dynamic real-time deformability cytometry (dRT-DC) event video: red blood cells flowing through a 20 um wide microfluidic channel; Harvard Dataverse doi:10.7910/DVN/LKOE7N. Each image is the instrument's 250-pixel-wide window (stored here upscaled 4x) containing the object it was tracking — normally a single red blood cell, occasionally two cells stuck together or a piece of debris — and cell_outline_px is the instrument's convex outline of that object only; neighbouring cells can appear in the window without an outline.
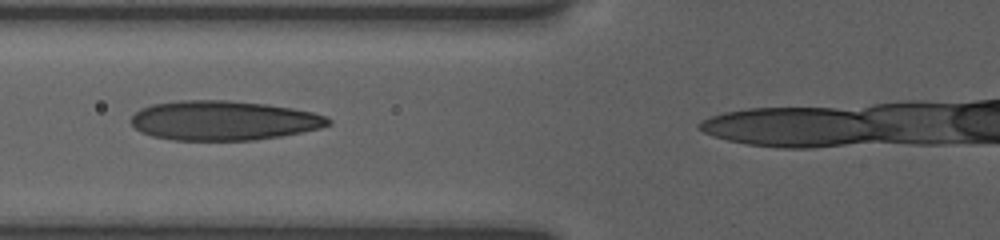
{"species": "human", "species_latin": "Homo sapiens", "temperature_condition": "room temperature", "stored_images_in_passage": 38, "camera_frame_rate_fps": 3000, "um_per_image_px": 0.085, "donor": {"sex": "female"}, "frame": {"image": 1, "passage_image": 13, "time_ms": 4.0, "image_size_px": [1000, 240], "cell_outline_px": [[332, 124], [320, 128], [280, 136], [256, 140], [172, 140], [152, 136], [140, 132], [128, 120], [140, 108], [152, 104], [176, 100], [228, 100], [268, 104], [292, 108], [312, 112], [324, 116], [332, 120]], "centroid_in_image_um": [18.96, 10.24], "position_along_channel_um": 106.8, "area_um2": 45.66}}
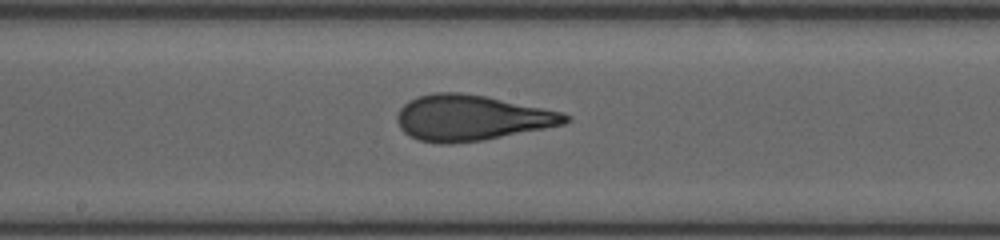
{"frame": {"image": 2, "passage_image": 21, "time_ms": 6.667, "image_size_px": [1000, 240], "cell_outline_px": [[572, 120], [564, 124], [484, 140], [452, 144], [440, 144], [420, 140], [408, 136], [400, 128], [396, 120], [396, 116], [400, 108], [408, 100], [416, 96], [432, 92], [460, 92], [484, 96], [564, 112], [572, 116]], "centroid_in_image_um": [40.04, 10.01], "position_along_channel_um": 208.2, "area_um2": 44.97}}
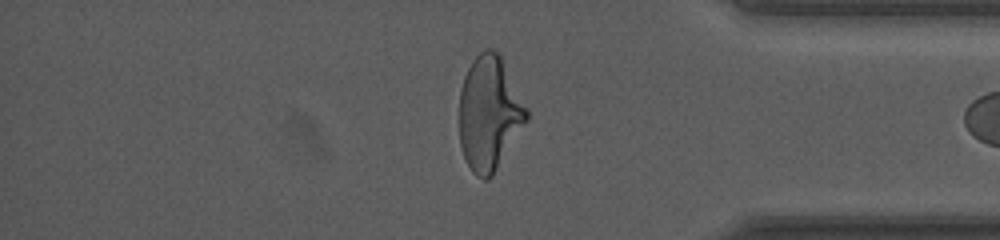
{"frame": {"image": 3, "passage_image": 37, "time_ms": 12.0, "image_size_px": [1000, 240], "cell_outline_px": [[528, 120], [492, 176], [488, 180], [484, 180], [476, 176], [472, 172], [464, 156], [460, 144], [460, 88], [464, 76], [472, 60], [484, 48], [492, 48], [500, 56], [528, 108]], "centroid_in_image_um": [41.59, 9.64], "position_along_channel_um": 393.6, "area_um2": 44.62}}